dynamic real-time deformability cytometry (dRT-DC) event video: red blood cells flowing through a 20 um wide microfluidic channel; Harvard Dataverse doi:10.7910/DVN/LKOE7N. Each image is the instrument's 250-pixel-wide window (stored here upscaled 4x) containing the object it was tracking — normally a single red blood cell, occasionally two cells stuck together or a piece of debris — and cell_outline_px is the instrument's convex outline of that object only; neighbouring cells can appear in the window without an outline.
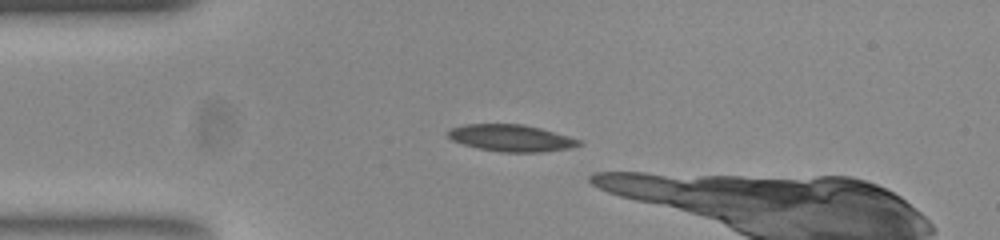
{"species": "common noctule bat (a hibernating species)", "species_latin": "Nyctalus noctula", "temperature_condition": "room temperature", "stored_images_in_passage": 10, "camera_frame_rate_fps": 3000, "um_per_image_px": 0.085, "animal": {"sex": "female", "body_mass_g": 23.0, "forearm_length_mm": 53.4}, "frame": {"image": 1, "passage_image": 4, "time_ms": 1.0, "image_size_px": [1000, 240], "cell_outline_px": [[584, 144], [572, 148], [540, 152], [504, 152], [480, 148], [464, 144], [452, 140], [448, 136], [448, 132], [452, 128], [464, 124], [524, 124], [540, 128], [584, 140]], "centroid_in_image_um": [43.54, 11.73], "position_along_channel_um": 41.5, "area_um2": 20.46}}
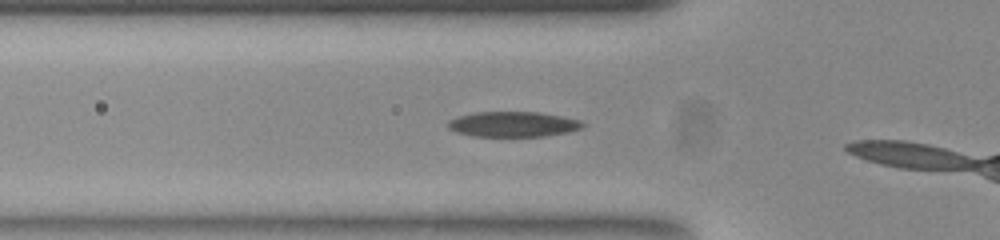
{"frame": {"image": 2, "passage_image": 9, "time_ms": 2.667, "image_size_px": [1000, 240], "cell_outline_px": [[588, 124], [584, 128], [568, 132], [544, 136], [476, 136], [456, 132], [448, 128], [448, 120], [456, 116], [476, 112], [536, 112], [560, 116], [580, 120]], "centroid_in_image_um": [43.63, 10.56], "position_along_channel_um": 82.2, "area_um2": 19.88}}